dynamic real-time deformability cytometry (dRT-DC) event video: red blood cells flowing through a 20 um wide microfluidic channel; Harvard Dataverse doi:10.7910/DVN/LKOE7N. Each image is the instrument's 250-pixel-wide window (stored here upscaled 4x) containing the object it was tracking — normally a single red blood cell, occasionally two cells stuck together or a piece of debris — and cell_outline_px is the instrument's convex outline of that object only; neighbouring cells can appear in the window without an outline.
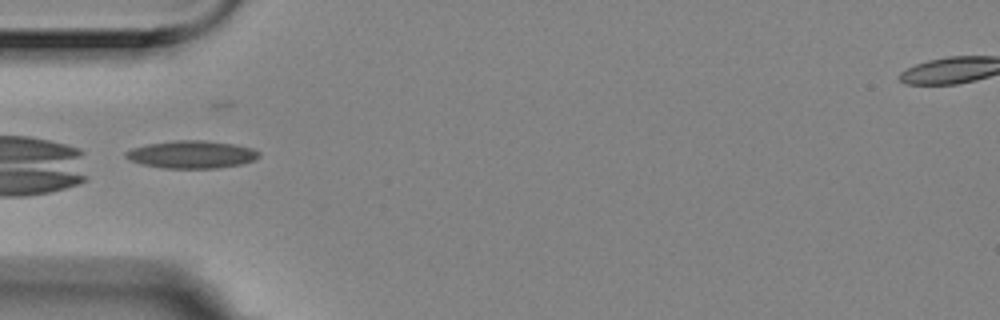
{"species": "Egyptian fruit bat (a non-hibernating species)", "species_latin": "Rousettus aegyptiacus", "temperature_condition": "room temperature", "stored_images_in_passage": 6, "camera_frame_rate_fps": 3000, "um_per_image_px": 0.085, "animal": {"sex": "female"}, "frame": {"image": 1, "passage_image": 3, "time_ms": 0.667, "image_size_px": [1000, 320], "cell_outline_px": [[260, 156], [256, 160], [244, 164], [216, 168], [164, 168], [144, 164], [132, 160], [124, 156], [124, 152], [132, 148], [148, 144], [176, 140], [204, 140], [232, 144], [252, 148], [260, 152]], "centroid_in_image_um": [16.34, 13.13], "position_along_channel_um": 68.7, "area_um2": 21.39}}
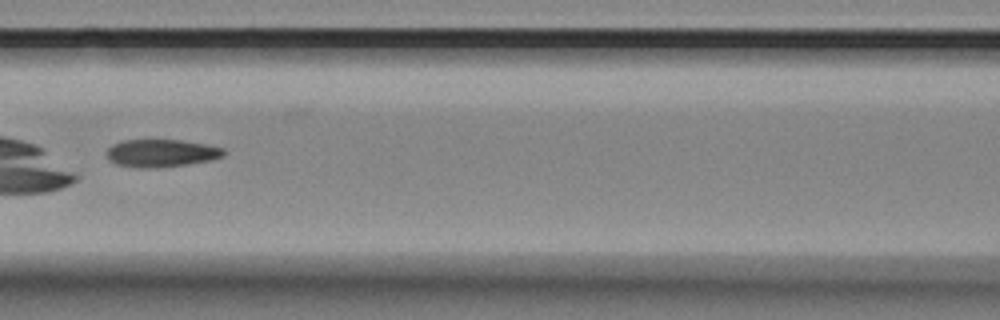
{"frame": {"image": 2, "passage_image": 5, "time_ms": 1.333, "image_size_px": [1000, 320], "cell_outline_px": [[228, 152], [224, 156], [212, 160], [188, 164], [160, 168], [136, 168], [116, 164], [108, 160], [104, 152], [112, 144], [120, 140], [180, 140], [208, 144], [224, 148]], "centroid_in_image_um": [13.71, 13.02], "position_along_channel_um": 152.9, "area_um2": 19.42}}
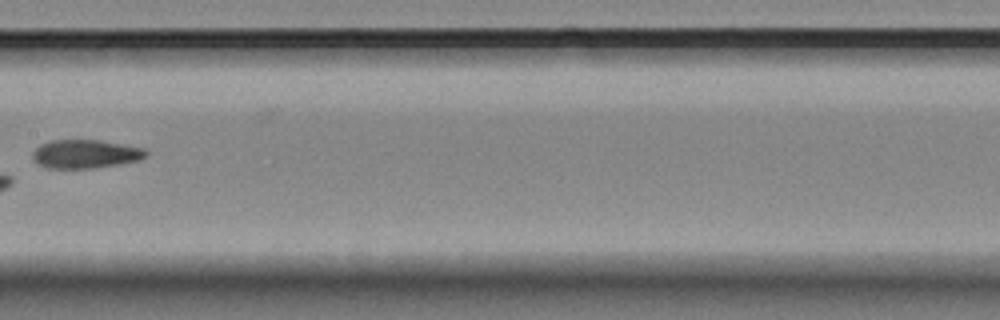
{"frame": {"image": 3, "passage_image": 6, "time_ms": 1.667, "image_size_px": [1000, 320], "cell_outline_px": [[148, 156], [140, 160], [120, 164], [96, 168], [44, 168], [32, 156], [32, 152], [40, 144], [52, 140], [100, 140], [144, 148], [148, 152]], "centroid_in_image_um": [7.29, 13.09], "position_along_channel_um": 200.1, "area_um2": 18.96}}